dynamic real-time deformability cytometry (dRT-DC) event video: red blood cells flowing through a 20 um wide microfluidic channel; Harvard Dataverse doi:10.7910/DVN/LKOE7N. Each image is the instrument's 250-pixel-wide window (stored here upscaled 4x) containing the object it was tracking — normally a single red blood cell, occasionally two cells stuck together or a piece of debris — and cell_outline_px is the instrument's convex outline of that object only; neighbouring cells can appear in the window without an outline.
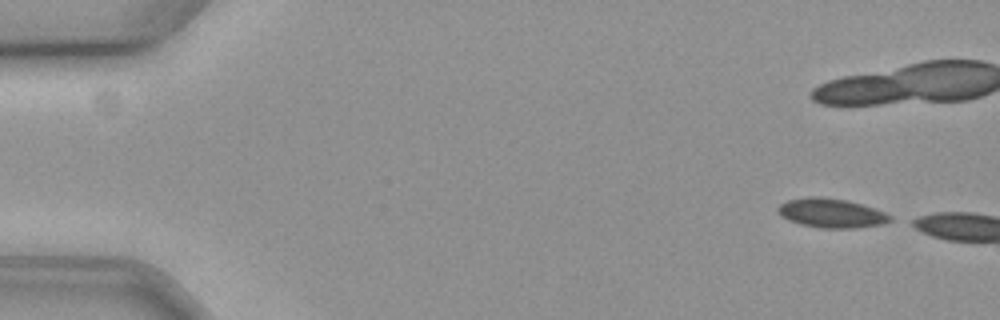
{"species": "common noctule bat (a hibernating species)", "species_latin": "Nyctalus noctula", "temperature_condition": "cold", "stored_images_in_passage": 10, "camera_frame_rate_fps": 3000, "um_per_image_px": 0.085, "animal": {"sex": "female", "body_mass_g": 19.3, "forearm_length_mm": 54.1}, "frame": {"image": 1, "passage_image": 1, "time_ms": 0.0, "image_size_px": [1000, 320], "cell_outline_px": [[892, 220], [880, 224], [852, 228], [824, 228], [804, 224], [792, 220], [784, 216], [780, 212], [780, 204], [788, 200], [808, 196], [820, 196], [848, 200], [876, 208], [892, 216]], "centroid_in_image_um": [70.74, 18.09], "position_along_channel_um": 14.3, "area_um2": 18.67}}